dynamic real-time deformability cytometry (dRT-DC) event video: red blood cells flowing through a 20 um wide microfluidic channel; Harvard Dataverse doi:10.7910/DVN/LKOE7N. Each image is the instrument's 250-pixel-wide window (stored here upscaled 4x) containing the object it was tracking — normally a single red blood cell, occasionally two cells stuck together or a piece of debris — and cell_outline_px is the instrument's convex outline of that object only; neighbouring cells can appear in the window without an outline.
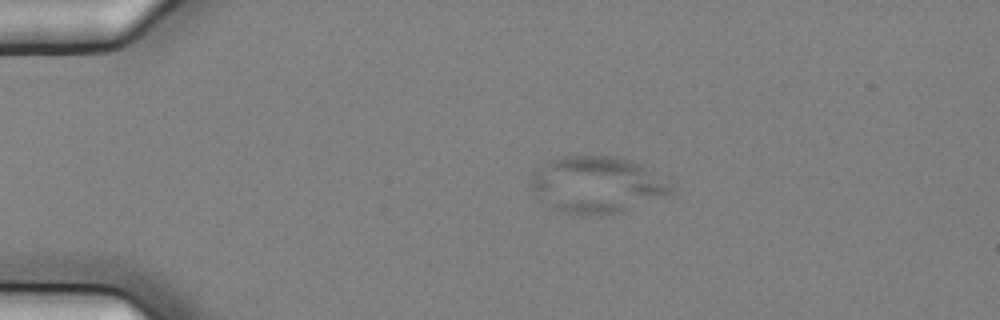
{"species": "common noctule bat (a hibernating species)", "species_latin": "Nyctalus noctula", "temperature_condition": "cold", "stored_images_in_passage": 5, "camera_frame_rate_fps": 3000, "um_per_image_px": 0.085, "animal": {"sex": "female", "body_mass_g": 25.1}, "frame": {"image": 1, "passage_image": 3, "time_ms": 0.667, "image_size_px": [1000, 320], "cell_outline_px": [[672, 184], [668, 192], [624, 212], [600, 216], [564, 212], [532, 196], [528, 184], [536, 168], [548, 160], [560, 156], [612, 156], [628, 160], [640, 164]], "centroid_in_image_um": [50.61, 15.69], "position_along_channel_um": 34.4, "area_um2": 45.84}}
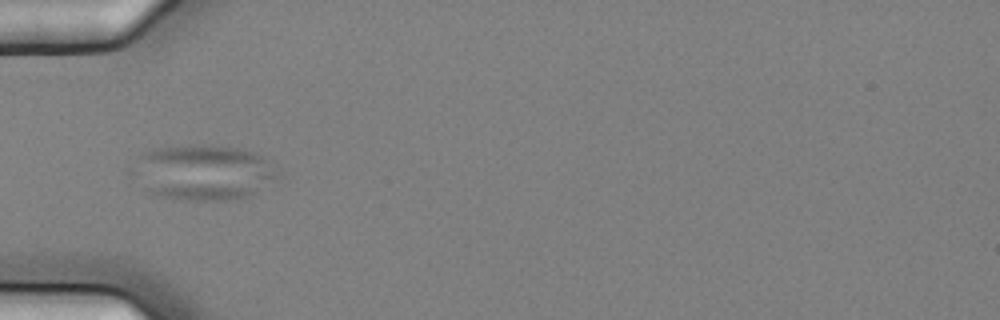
{"frame": {"image": 2, "passage_image": 5, "time_ms": 1.333, "image_size_px": [1000, 320], "cell_outline_px": [[280, 172], [276, 176], [248, 196], [236, 200], [188, 200], [164, 196], [152, 192], [148, 188], [136, 160], [136, 156], [140, 152], [156, 148], [188, 144], [236, 148], [252, 152], [272, 160]], "centroid_in_image_um": [17.4, 14.62], "position_along_channel_um": 67.6, "area_um2": 45.26}}